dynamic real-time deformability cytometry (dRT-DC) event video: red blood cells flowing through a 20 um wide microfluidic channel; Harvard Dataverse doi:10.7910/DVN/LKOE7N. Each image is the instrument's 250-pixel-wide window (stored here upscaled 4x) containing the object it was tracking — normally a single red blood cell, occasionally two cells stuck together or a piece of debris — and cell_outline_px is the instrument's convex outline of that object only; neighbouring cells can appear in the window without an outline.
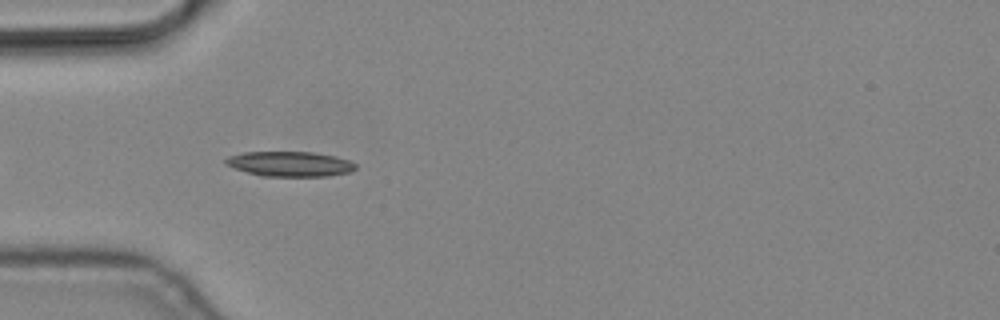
{"species": "common noctule bat (a hibernating species)", "species_latin": "Nyctalus noctula", "temperature_condition": "cold", "stored_images_in_passage": 6, "camera_frame_rate_fps": 3000, "um_per_image_px": 0.085, "animal": {"sex": "male", "body_mass_g": 19.2, "forearm_length_mm": 51.8}, "frame": {"image": 1, "passage_image": 5, "time_ms": 1.333, "image_size_px": [1000, 320], "cell_outline_px": [[356, 168], [348, 172], [328, 176], [260, 176], [224, 164], [224, 160], [228, 156], [244, 152], [312, 152], [336, 156], [348, 160], [356, 164]], "centroid_in_image_um": [24.63, 13.93], "position_along_channel_um": 60.4, "area_um2": 18.84}}
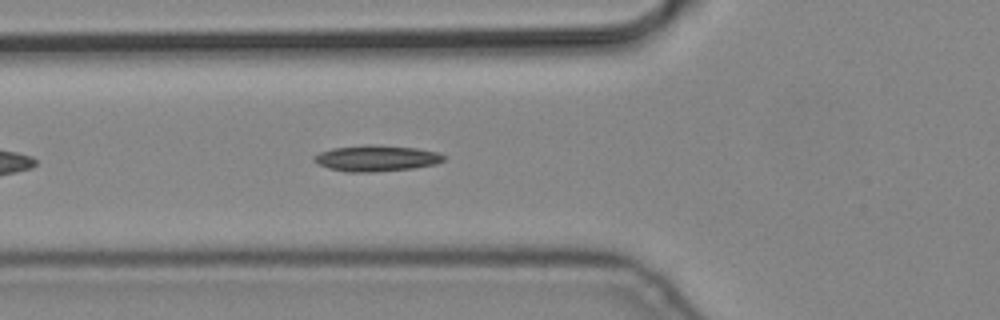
{"frame": {"image": 2, "passage_image": 6, "time_ms": 1.667, "image_size_px": [1000, 320], "cell_outline_px": [[444, 160], [436, 164], [412, 168], [372, 172], [344, 172], [328, 168], [312, 160], [312, 156], [320, 152], [332, 148], [368, 144], [372, 144], [416, 148], [436, 152], [444, 156]], "centroid_in_image_um": [31.94, 13.45], "position_along_channel_um": 93.9, "area_um2": 19.65}}